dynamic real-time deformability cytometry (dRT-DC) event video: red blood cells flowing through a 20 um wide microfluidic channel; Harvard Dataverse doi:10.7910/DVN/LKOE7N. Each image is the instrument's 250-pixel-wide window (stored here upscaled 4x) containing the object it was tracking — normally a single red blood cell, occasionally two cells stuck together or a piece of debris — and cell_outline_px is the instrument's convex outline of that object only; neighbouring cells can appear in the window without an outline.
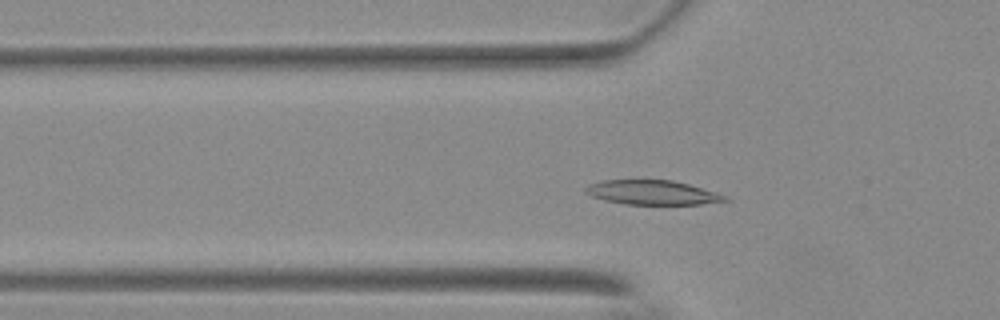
{"species": "Egyptian fruit bat (a non-hibernating species)", "species_latin": "Rousettus aegyptiacus", "temperature_condition": "warm", "stored_images_in_passage": 51, "camera_frame_rate_fps": 3000, "um_per_image_px": 0.085, "animal": {"sex": "female"}, "frame": {"image": 1, "passage_image": 14, "time_ms": 4.333, "image_size_px": [1000, 320], "cell_outline_px": [[732, 200], [700, 204], [624, 204], [604, 200], [592, 196], [584, 192], [584, 188], [588, 184], [604, 180], [672, 180], [688, 184], [728, 196]], "centroid_in_image_um": [55.43, 16.36], "position_along_channel_um": 70.4, "area_um2": 19.77}}
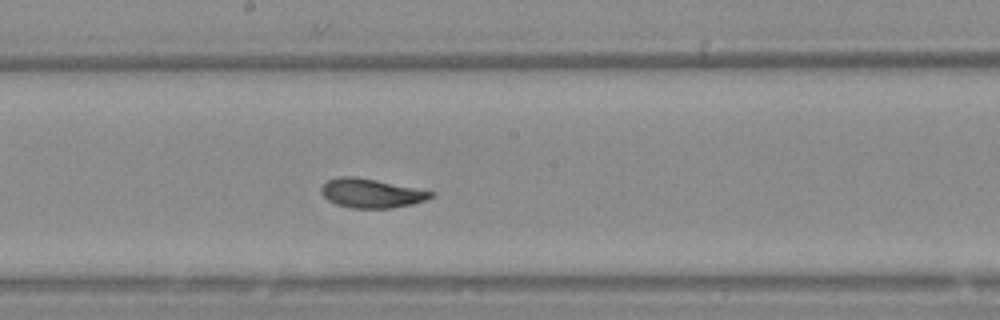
{"frame": {"image": 2, "passage_image": 26, "time_ms": 8.333, "image_size_px": [1000, 320], "cell_outline_px": [[436, 196], [412, 204], [392, 208], [348, 208], [336, 204], [328, 200], [320, 192], [320, 188], [328, 180], [340, 176], [352, 176], [376, 180], [436, 192]], "centroid_in_image_um": [31.56, 16.43], "position_along_channel_um": 216.6, "area_um2": 18.61}}
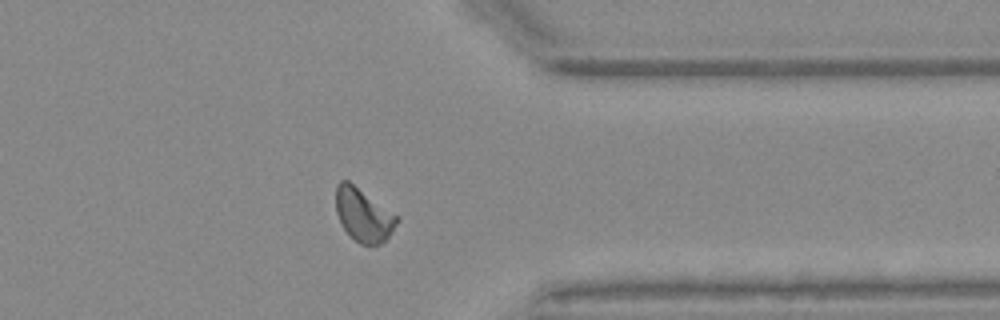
{"frame": {"image": 3, "passage_image": 40, "time_ms": 13.0, "image_size_px": [1000, 320], "cell_outline_px": [[400, 220], [392, 232], [380, 244], [360, 244], [344, 228], [336, 212], [336, 184], [340, 180], [348, 180], [400, 216]], "centroid_in_image_um": [30.92, 18.23], "position_along_channel_um": 380.5, "area_um2": 18.9}, "authors_computed_cell_mechanics": {"area_um2": 19.074, "velocity_mm_per_s": 3.6699, "shape_relaxation_time_tau1_ms": 2.4381, "shape_relaxation_time_tau2_ms": 0.9443, "deformation_change_tau1": 0.1309, "deformation_change_tau2": 0.0631}}